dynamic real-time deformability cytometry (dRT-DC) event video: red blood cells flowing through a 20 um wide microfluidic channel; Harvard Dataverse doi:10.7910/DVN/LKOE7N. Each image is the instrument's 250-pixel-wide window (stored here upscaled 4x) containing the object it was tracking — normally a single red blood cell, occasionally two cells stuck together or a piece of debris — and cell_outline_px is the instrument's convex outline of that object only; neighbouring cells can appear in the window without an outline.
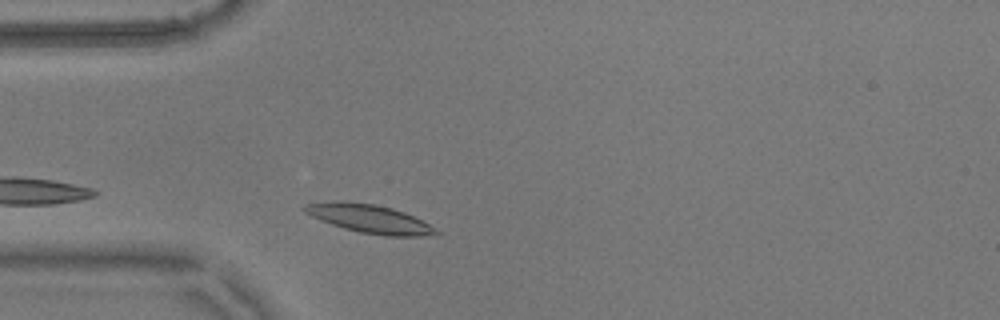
{"species": "common noctule bat (a hibernating species)", "species_latin": "Nyctalus noctula", "temperature_condition": "warm", "stored_images_in_passage": 40, "camera_frame_rate_fps": 3000, "um_per_image_px": 0.085, "animal": {"sex": "male", "body_mass_g": 17.9}, "frame": {"image": 1, "passage_image": 3, "time_ms": 0.667, "image_size_px": [1000, 320], "cell_outline_px": [[440, 232], [420, 236], [384, 236], [360, 232], [344, 228], [320, 220], [304, 212], [300, 208], [304, 204], [332, 200], [344, 200], [372, 204], [392, 208], [404, 212], [436, 228]], "centroid_in_image_um": [31.31, 18.57], "position_along_channel_um": 53.7, "area_um2": 21.73}}
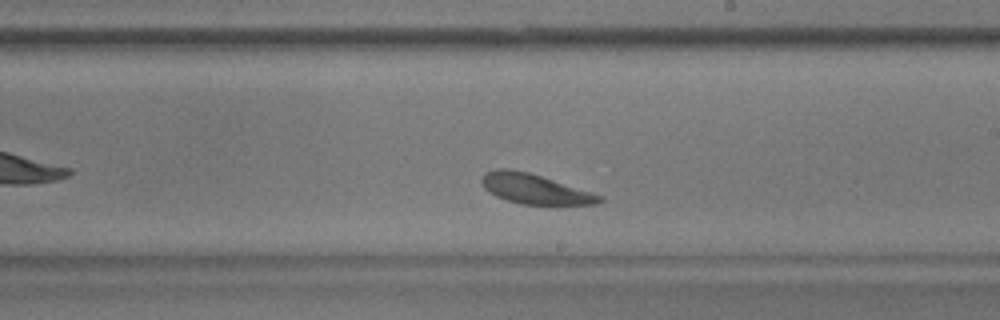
{"frame": {"image": 2, "passage_image": 22, "time_ms": 7.0, "image_size_px": [1000, 320], "cell_outline_px": [[604, 200], [600, 204], [520, 204], [496, 196], [488, 192], [484, 188], [480, 180], [484, 172], [496, 168], [508, 168], [528, 172], [604, 196]], "centroid_in_image_um": [45.42, 16.05], "position_along_channel_um": 243.6, "area_um2": 20.46}}
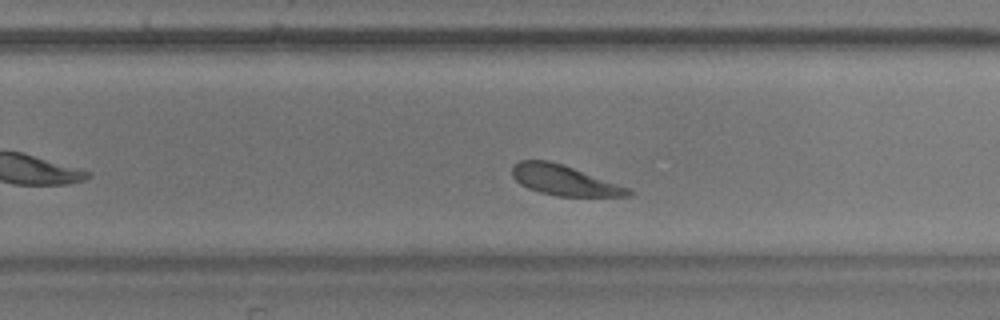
{"frame": {"image": 3, "passage_image": 26, "time_ms": 8.333, "image_size_px": [1000, 320], "cell_outline_px": [[632, 196], [556, 196], [540, 192], [528, 188], [520, 184], [512, 176], [512, 168], [520, 160], [548, 160], [564, 164], [628, 188], [632, 192]], "centroid_in_image_um": [47.93, 15.32], "position_along_channel_um": 281.9, "area_um2": 20.23}, "authors_computed_cell_mechanics": {"area_um2": 20.6635, "velocity_mm_per_s": 2.9549, "shape_relaxation_time_tau1_ms": 3.4368, "shape_relaxation_time_tau2_ms": 3.8184, "deformation_change_tau1": 0.0988, "deformation_change_tau2": 0.1057}}